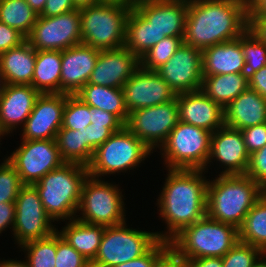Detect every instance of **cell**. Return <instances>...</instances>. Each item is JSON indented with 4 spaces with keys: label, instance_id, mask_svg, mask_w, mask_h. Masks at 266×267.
Masks as SVG:
<instances>
[{
    "label": "cell",
    "instance_id": "20",
    "mask_svg": "<svg viewBox=\"0 0 266 267\" xmlns=\"http://www.w3.org/2000/svg\"><path fill=\"white\" fill-rule=\"evenodd\" d=\"M189 0H138L133 7L166 37L184 38Z\"/></svg>",
    "mask_w": 266,
    "mask_h": 267
},
{
    "label": "cell",
    "instance_id": "42",
    "mask_svg": "<svg viewBox=\"0 0 266 267\" xmlns=\"http://www.w3.org/2000/svg\"><path fill=\"white\" fill-rule=\"evenodd\" d=\"M170 252V242L159 240L146 254L112 267H157Z\"/></svg>",
    "mask_w": 266,
    "mask_h": 267
},
{
    "label": "cell",
    "instance_id": "17",
    "mask_svg": "<svg viewBox=\"0 0 266 267\" xmlns=\"http://www.w3.org/2000/svg\"><path fill=\"white\" fill-rule=\"evenodd\" d=\"M124 104L127 111L152 107L171 101L176 94L155 70L141 66L123 85Z\"/></svg>",
    "mask_w": 266,
    "mask_h": 267
},
{
    "label": "cell",
    "instance_id": "49",
    "mask_svg": "<svg viewBox=\"0 0 266 267\" xmlns=\"http://www.w3.org/2000/svg\"><path fill=\"white\" fill-rule=\"evenodd\" d=\"M187 267H223L222 257H202L186 262Z\"/></svg>",
    "mask_w": 266,
    "mask_h": 267
},
{
    "label": "cell",
    "instance_id": "10",
    "mask_svg": "<svg viewBox=\"0 0 266 267\" xmlns=\"http://www.w3.org/2000/svg\"><path fill=\"white\" fill-rule=\"evenodd\" d=\"M124 197L118 187L101 178L88 175L81 190L78 212L82 217H75L87 224L105 227L125 222Z\"/></svg>",
    "mask_w": 266,
    "mask_h": 267
},
{
    "label": "cell",
    "instance_id": "4",
    "mask_svg": "<svg viewBox=\"0 0 266 267\" xmlns=\"http://www.w3.org/2000/svg\"><path fill=\"white\" fill-rule=\"evenodd\" d=\"M89 175L84 165L63 163L34 184L47 214L54 221L71 220L76 215L84 180Z\"/></svg>",
    "mask_w": 266,
    "mask_h": 267
},
{
    "label": "cell",
    "instance_id": "46",
    "mask_svg": "<svg viewBox=\"0 0 266 267\" xmlns=\"http://www.w3.org/2000/svg\"><path fill=\"white\" fill-rule=\"evenodd\" d=\"M76 9L72 0H47L40 16L52 17Z\"/></svg>",
    "mask_w": 266,
    "mask_h": 267
},
{
    "label": "cell",
    "instance_id": "6",
    "mask_svg": "<svg viewBox=\"0 0 266 267\" xmlns=\"http://www.w3.org/2000/svg\"><path fill=\"white\" fill-rule=\"evenodd\" d=\"M132 6L100 2L80 8L82 43L99 50L124 47L126 22Z\"/></svg>",
    "mask_w": 266,
    "mask_h": 267
},
{
    "label": "cell",
    "instance_id": "31",
    "mask_svg": "<svg viewBox=\"0 0 266 267\" xmlns=\"http://www.w3.org/2000/svg\"><path fill=\"white\" fill-rule=\"evenodd\" d=\"M75 95L92 108L110 112L126 124L129 112L124 104L122 88L86 84Z\"/></svg>",
    "mask_w": 266,
    "mask_h": 267
},
{
    "label": "cell",
    "instance_id": "16",
    "mask_svg": "<svg viewBox=\"0 0 266 267\" xmlns=\"http://www.w3.org/2000/svg\"><path fill=\"white\" fill-rule=\"evenodd\" d=\"M155 71L176 95L198 91L203 80L202 50L182 43L172 57Z\"/></svg>",
    "mask_w": 266,
    "mask_h": 267
},
{
    "label": "cell",
    "instance_id": "27",
    "mask_svg": "<svg viewBox=\"0 0 266 267\" xmlns=\"http://www.w3.org/2000/svg\"><path fill=\"white\" fill-rule=\"evenodd\" d=\"M36 49L27 40L0 54V68L6 84L31 85Z\"/></svg>",
    "mask_w": 266,
    "mask_h": 267
},
{
    "label": "cell",
    "instance_id": "39",
    "mask_svg": "<svg viewBox=\"0 0 266 267\" xmlns=\"http://www.w3.org/2000/svg\"><path fill=\"white\" fill-rule=\"evenodd\" d=\"M263 256L264 252L259 248L238 241L222 257L223 267H255Z\"/></svg>",
    "mask_w": 266,
    "mask_h": 267
},
{
    "label": "cell",
    "instance_id": "11",
    "mask_svg": "<svg viewBox=\"0 0 266 267\" xmlns=\"http://www.w3.org/2000/svg\"><path fill=\"white\" fill-rule=\"evenodd\" d=\"M124 223L105 227L91 267H112L146 254L158 241L156 232L128 228Z\"/></svg>",
    "mask_w": 266,
    "mask_h": 267
},
{
    "label": "cell",
    "instance_id": "53",
    "mask_svg": "<svg viewBox=\"0 0 266 267\" xmlns=\"http://www.w3.org/2000/svg\"><path fill=\"white\" fill-rule=\"evenodd\" d=\"M72 1L75 4L76 8L79 9L102 2L101 0H72Z\"/></svg>",
    "mask_w": 266,
    "mask_h": 267
},
{
    "label": "cell",
    "instance_id": "22",
    "mask_svg": "<svg viewBox=\"0 0 266 267\" xmlns=\"http://www.w3.org/2000/svg\"><path fill=\"white\" fill-rule=\"evenodd\" d=\"M99 52V49L83 43L62 51L61 93L75 95L87 84Z\"/></svg>",
    "mask_w": 266,
    "mask_h": 267
},
{
    "label": "cell",
    "instance_id": "43",
    "mask_svg": "<svg viewBox=\"0 0 266 267\" xmlns=\"http://www.w3.org/2000/svg\"><path fill=\"white\" fill-rule=\"evenodd\" d=\"M246 175L251 177L266 191V145L250 155Z\"/></svg>",
    "mask_w": 266,
    "mask_h": 267
},
{
    "label": "cell",
    "instance_id": "56",
    "mask_svg": "<svg viewBox=\"0 0 266 267\" xmlns=\"http://www.w3.org/2000/svg\"><path fill=\"white\" fill-rule=\"evenodd\" d=\"M255 267H266V261L264 258Z\"/></svg>",
    "mask_w": 266,
    "mask_h": 267
},
{
    "label": "cell",
    "instance_id": "30",
    "mask_svg": "<svg viewBox=\"0 0 266 267\" xmlns=\"http://www.w3.org/2000/svg\"><path fill=\"white\" fill-rule=\"evenodd\" d=\"M245 73L203 76L200 90L223 109L248 88Z\"/></svg>",
    "mask_w": 266,
    "mask_h": 267
},
{
    "label": "cell",
    "instance_id": "9",
    "mask_svg": "<svg viewBox=\"0 0 266 267\" xmlns=\"http://www.w3.org/2000/svg\"><path fill=\"white\" fill-rule=\"evenodd\" d=\"M124 126L125 124L116 115L99 108H92L76 95L66 94L61 128L78 130L82 144L92 153Z\"/></svg>",
    "mask_w": 266,
    "mask_h": 267
},
{
    "label": "cell",
    "instance_id": "19",
    "mask_svg": "<svg viewBox=\"0 0 266 267\" xmlns=\"http://www.w3.org/2000/svg\"><path fill=\"white\" fill-rule=\"evenodd\" d=\"M211 160L219 161L225 166L221 175H244L246 174L250 161L244 139L240 130L223 126L211 135L210 155Z\"/></svg>",
    "mask_w": 266,
    "mask_h": 267
},
{
    "label": "cell",
    "instance_id": "41",
    "mask_svg": "<svg viewBox=\"0 0 266 267\" xmlns=\"http://www.w3.org/2000/svg\"><path fill=\"white\" fill-rule=\"evenodd\" d=\"M55 267H91V262L77 252L56 231Z\"/></svg>",
    "mask_w": 266,
    "mask_h": 267
},
{
    "label": "cell",
    "instance_id": "2",
    "mask_svg": "<svg viewBox=\"0 0 266 267\" xmlns=\"http://www.w3.org/2000/svg\"><path fill=\"white\" fill-rule=\"evenodd\" d=\"M248 29V0H189L183 43L203 50Z\"/></svg>",
    "mask_w": 266,
    "mask_h": 267
},
{
    "label": "cell",
    "instance_id": "55",
    "mask_svg": "<svg viewBox=\"0 0 266 267\" xmlns=\"http://www.w3.org/2000/svg\"><path fill=\"white\" fill-rule=\"evenodd\" d=\"M5 85H6V83H5L1 68H0V95L3 92V89L5 88Z\"/></svg>",
    "mask_w": 266,
    "mask_h": 267
},
{
    "label": "cell",
    "instance_id": "47",
    "mask_svg": "<svg viewBox=\"0 0 266 267\" xmlns=\"http://www.w3.org/2000/svg\"><path fill=\"white\" fill-rule=\"evenodd\" d=\"M248 86L266 99V65L248 76Z\"/></svg>",
    "mask_w": 266,
    "mask_h": 267
},
{
    "label": "cell",
    "instance_id": "21",
    "mask_svg": "<svg viewBox=\"0 0 266 267\" xmlns=\"http://www.w3.org/2000/svg\"><path fill=\"white\" fill-rule=\"evenodd\" d=\"M140 67V59L125 46L100 50L87 84L123 88L126 81Z\"/></svg>",
    "mask_w": 266,
    "mask_h": 267
},
{
    "label": "cell",
    "instance_id": "5",
    "mask_svg": "<svg viewBox=\"0 0 266 267\" xmlns=\"http://www.w3.org/2000/svg\"><path fill=\"white\" fill-rule=\"evenodd\" d=\"M238 229L207 215L184 228L171 241V252L179 259L223 257L237 242Z\"/></svg>",
    "mask_w": 266,
    "mask_h": 267
},
{
    "label": "cell",
    "instance_id": "36",
    "mask_svg": "<svg viewBox=\"0 0 266 267\" xmlns=\"http://www.w3.org/2000/svg\"><path fill=\"white\" fill-rule=\"evenodd\" d=\"M21 248L27 253L28 267H55L56 232L44 239L30 241Z\"/></svg>",
    "mask_w": 266,
    "mask_h": 267
},
{
    "label": "cell",
    "instance_id": "25",
    "mask_svg": "<svg viewBox=\"0 0 266 267\" xmlns=\"http://www.w3.org/2000/svg\"><path fill=\"white\" fill-rule=\"evenodd\" d=\"M224 123L237 130L266 123V99L248 87L224 108Z\"/></svg>",
    "mask_w": 266,
    "mask_h": 267
},
{
    "label": "cell",
    "instance_id": "14",
    "mask_svg": "<svg viewBox=\"0 0 266 267\" xmlns=\"http://www.w3.org/2000/svg\"><path fill=\"white\" fill-rule=\"evenodd\" d=\"M179 122L177 98L129 113L125 126L152 152L160 148Z\"/></svg>",
    "mask_w": 266,
    "mask_h": 267
},
{
    "label": "cell",
    "instance_id": "40",
    "mask_svg": "<svg viewBox=\"0 0 266 267\" xmlns=\"http://www.w3.org/2000/svg\"><path fill=\"white\" fill-rule=\"evenodd\" d=\"M23 186L17 170L5 158L0 164V204L14 203Z\"/></svg>",
    "mask_w": 266,
    "mask_h": 267
},
{
    "label": "cell",
    "instance_id": "24",
    "mask_svg": "<svg viewBox=\"0 0 266 267\" xmlns=\"http://www.w3.org/2000/svg\"><path fill=\"white\" fill-rule=\"evenodd\" d=\"M179 121L204 128L211 133L225 125L224 109L201 90L176 95Z\"/></svg>",
    "mask_w": 266,
    "mask_h": 267
},
{
    "label": "cell",
    "instance_id": "52",
    "mask_svg": "<svg viewBox=\"0 0 266 267\" xmlns=\"http://www.w3.org/2000/svg\"><path fill=\"white\" fill-rule=\"evenodd\" d=\"M0 267H28L26 261L19 260H3L0 261Z\"/></svg>",
    "mask_w": 266,
    "mask_h": 267
},
{
    "label": "cell",
    "instance_id": "13",
    "mask_svg": "<svg viewBox=\"0 0 266 267\" xmlns=\"http://www.w3.org/2000/svg\"><path fill=\"white\" fill-rule=\"evenodd\" d=\"M21 141L20 146L6 159L17 170L24 185H34L48 172L65 163L56 139Z\"/></svg>",
    "mask_w": 266,
    "mask_h": 267
},
{
    "label": "cell",
    "instance_id": "50",
    "mask_svg": "<svg viewBox=\"0 0 266 267\" xmlns=\"http://www.w3.org/2000/svg\"><path fill=\"white\" fill-rule=\"evenodd\" d=\"M157 267H187V264L170 252Z\"/></svg>",
    "mask_w": 266,
    "mask_h": 267
},
{
    "label": "cell",
    "instance_id": "38",
    "mask_svg": "<svg viewBox=\"0 0 266 267\" xmlns=\"http://www.w3.org/2000/svg\"><path fill=\"white\" fill-rule=\"evenodd\" d=\"M182 43L183 39L180 37H165L140 58V66L146 70L158 69L172 57Z\"/></svg>",
    "mask_w": 266,
    "mask_h": 267
},
{
    "label": "cell",
    "instance_id": "35",
    "mask_svg": "<svg viewBox=\"0 0 266 267\" xmlns=\"http://www.w3.org/2000/svg\"><path fill=\"white\" fill-rule=\"evenodd\" d=\"M59 153L66 163H76L88 166L92 160L93 153L82 144V137L78 130L61 128L56 136Z\"/></svg>",
    "mask_w": 266,
    "mask_h": 267
},
{
    "label": "cell",
    "instance_id": "48",
    "mask_svg": "<svg viewBox=\"0 0 266 267\" xmlns=\"http://www.w3.org/2000/svg\"><path fill=\"white\" fill-rule=\"evenodd\" d=\"M15 203H1L0 204V234L6 227H14L15 222ZM9 225V226H8Z\"/></svg>",
    "mask_w": 266,
    "mask_h": 267
},
{
    "label": "cell",
    "instance_id": "26",
    "mask_svg": "<svg viewBox=\"0 0 266 267\" xmlns=\"http://www.w3.org/2000/svg\"><path fill=\"white\" fill-rule=\"evenodd\" d=\"M203 76L245 73L240 37L202 50Z\"/></svg>",
    "mask_w": 266,
    "mask_h": 267
},
{
    "label": "cell",
    "instance_id": "51",
    "mask_svg": "<svg viewBox=\"0 0 266 267\" xmlns=\"http://www.w3.org/2000/svg\"><path fill=\"white\" fill-rule=\"evenodd\" d=\"M47 0H26L29 6L39 15L45 6Z\"/></svg>",
    "mask_w": 266,
    "mask_h": 267
},
{
    "label": "cell",
    "instance_id": "54",
    "mask_svg": "<svg viewBox=\"0 0 266 267\" xmlns=\"http://www.w3.org/2000/svg\"><path fill=\"white\" fill-rule=\"evenodd\" d=\"M102 2H116V3H122V4H128L133 5V0H101Z\"/></svg>",
    "mask_w": 266,
    "mask_h": 267
},
{
    "label": "cell",
    "instance_id": "45",
    "mask_svg": "<svg viewBox=\"0 0 266 267\" xmlns=\"http://www.w3.org/2000/svg\"><path fill=\"white\" fill-rule=\"evenodd\" d=\"M26 40L18 30L0 22V54L20 45Z\"/></svg>",
    "mask_w": 266,
    "mask_h": 267
},
{
    "label": "cell",
    "instance_id": "32",
    "mask_svg": "<svg viewBox=\"0 0 266 267\" xmlns=\"http://www.w3.org/2000/svg\"><path fill=\"white\" fill-rule=\"evenodd\" d=\"M166 36L160 34L133 6L126 22L125 47L139 59Z\"/></svg>",
    "mask_w": 266,
    "mask_h": 267
},
{
    "label": "cell",
    "instance_id": "1",
    "mask_svg": "<svg viewBox=\"0 0 266 267\" xmlns=\"http://www.w3.org/2000/svg\"><path fill=\"white\" fill-rule=\"evenodd\" d=\"M167 170L157 204L168 231L156 234L159 240L170 242L184 228L207 215L208 179L200 169Z\"/></svg>",
    "mask_w": 266,
    "mask_h": 267
},
{
    "label": "cell",
    "instance_id": "12",
    "mask_svg": "<svg viewBox=\"0 0 266 267\" xmlns=\"http://www.w3.org/2000/svg\"><path fill=\"white\" fill-rule=\"evenodd\" d=\"M15 203L13 236L18 246L51 236L58 229L43 207L39 192L34 185H24Z\"/></svg>",
    "mask_w": 266,
    "mask_h": 267
},
{
    "label": "cell",
    "instance_id": "15",
    "mask_svg": "<svg viewBox=\"0 0 266 267\" xmlns=\"http://www.w3.org/2000/svg\"><path fill=\"white\" fill-rule=\"evenodd\" d=\"M26 40L36 50L63 51L81 44L80 9L52 17L39 15Z\"/></svg>",
    "mask_w": 266,
    "mask_h": 267
},
{
    "label": "cell",
    "instance_id": "29",
    "mask_svg": "<svg viewBox=\"0 0 266 267\" xmlns=\"http://www.w3.org/2000/svg\"><path fill=\"white\" fill-rule=\"evenodd\" d=\"M62 51L36 50L32 86L41 94L61 93Z\"/></svg>",
    "mask_w": 266,
    "mask_h": 267
},
{
    "label": "cell",
    "instance_id": "7",
    "mask_svg": "<svg viewBox=\"0 0 266 267\" xmlns=\"http://www.w3.org/2000/svg\"><path fill=\"white\" fill-rule=\"evenodd\" d=\"M153 153L126 126L114 132L93 153L87 166L90 176L99 178L107 174L132 170Z\"/></svg>",
    "mask_w": 266,
    "mask_h": 267
},
{
    "label": "cell",
    "instance_id": "18",
    "mask_svg": "<svg viewBox=\"0 0 266 267\" xmlns=\"http://www.w3.org/2000/svg\"><path fill=\"white\" fill-rule=\"evenodd\" d=\"M66 94H40L22 129L21 140L56 139L62 127Z\"/></svg>",
    "mask_w": 266,
    "mask_h": 267
},
{
    "label": "cell",
    "instance_id": "23",
    "mask_svg": "<svg viewBox=\"0 0 266 267\" xmlns=\"http://www.w3.org/2000/svg\"><path fill=\"white\" fill-rule=\"evenodd\" d=\"M32 85L6 84L0 95V132L8 135L18 125L23 127L40 96Z\"/></svg>",
    "mask_w": 266,
    "mask_h": 267
},
{
    "label": "cell",
    "instance_id": "44",
    "mask_svg": "<svg viewBox=\"0 0 266 267\" xmlns=\"http://www.w3.org/2000/svg\"><path fill=\"white\" fill-rule=\"evenodd\" d=\"M240 131L246 150L250 155L266 145V123L251 126Z\"/></svg>",
    "mask_w": 266,
    "mask_h": 267
},
{
    "label": "cell",
    "instance_id": "37",
    "mask_svg": "<svg viewBox=\"0 0 266 267\" xmlns=\"http://www.w3.org/2000/svg\"><path fill=\"white\" fill-rule=\"evenodd\" d=\"M240 44L245 58V74L247 76L266 65V43L249 29L240 36Z\"/></svg>",
    "mask_w": 266,
    "mask_h": 267
},
{
    "label": "cell",
    "instance_id": "33",
    "mask_svg": "<svg viewBox=\"0 0 266 267\" xmlns=\"http://www.w3.org/2000/svg\"><path fill=\"white\" fill-rule=\"evenodd\" d=\"M239 241L264 252L266 258V192L247 213L238 228Z\"/></svg>",
    "mask_w": 266,
    "mask_h": 267
},
{
    "label": "cell",
    "instance_id": "28",
    "mask_svg": "<svg viewBox=\"0 0 266 267\" xmlns=\"http://www.w3.org/2000/svg\"><path fill=\"white\" fill-rule=\"evenodd\" d=\"M104 229L105 226L83 223L74 218L62 231H57L77 252L92 262L98 253Z\"/></svg>",
    "mask_w": 266,
    "mask_h": 267
},
{
    "label": "cell",
    "instance_id": "3",
    "mask_svg": "<svg viewBox=\"0 0 266 267\" xmlns=\"http://www.w3.org/2000/svg\"><path fill=\"white\" fill-rule=\"evenodd\" d=\"M266 191L251 177L221 175L208 181L207 216L237 229Z\"/></svg>",
    "mask_w": 266,
    "mask_h": 267
},
{
    "label": "cell",
    "instance_id": "8",
    "mask_svg": "<svg viewBox=\"0 0 266 267\" xmlns=\"http://www.w3.org/2000/svg\"><path fill=\"white\" fill-rule=\"evenodd\" d=\"M211 135L204 128L179 121L160 147L166 168L205 171L208 168Z\"/></svg>",
    "mask_w": 266,
    "mask_h": 267
},
{
    "label": "cell",
    "instance_id": "34",
    "mask_svg": "<svg viewBox=\"0 0 266 267\" xmlns=\"http://www.w3.org/2000/svg\"><path fill=\"white\" fill-rule=\"evenodd\" d=\"M38 16L26 0H0V22L18 30L25 37L31 33Z\"/></svg>",
    "mask_w": 266,
    "mask_h": 267
}]
</instances>
